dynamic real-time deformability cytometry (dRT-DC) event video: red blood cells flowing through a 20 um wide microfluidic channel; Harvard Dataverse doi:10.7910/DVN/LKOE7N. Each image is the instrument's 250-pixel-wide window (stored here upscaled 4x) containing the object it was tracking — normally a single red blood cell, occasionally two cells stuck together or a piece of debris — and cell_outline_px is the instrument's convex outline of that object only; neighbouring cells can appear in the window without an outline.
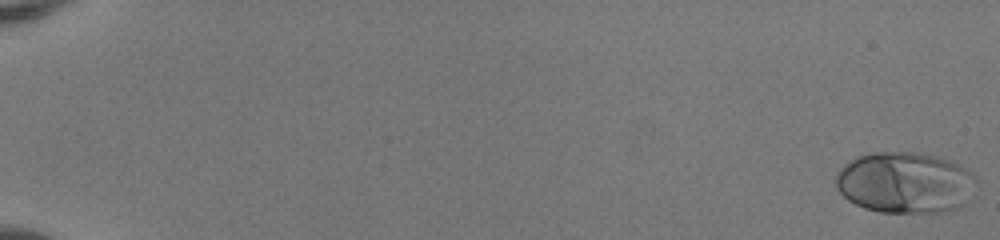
{"species": "human", "species_latin": "Homo sapiens", "temperature_condition": "room temperature", "stored_images_in_passage": 52, "camera_frame_rate_fps": 3000, "um_per_image_px": 0.085, "donor": {"sex": "female"}, "frame": {"image": 1, "passage_image": 1, "time_ms": 0.0, "image_size_px": [1000, 240], "cell_outline_px": [[976, 180], [968, 204], [960, 208], [944, 212], [880, 212], [864, 208], [848, 200], [836, 188], [836, 172], [844, 164], [856, 156], [868, 152], [920, 152], [952, 160], [960, 164], [976, 176]], "centroid_in_image_um": [76.95, 15.51], "position_along_channel_um": 8.0, "area_um2": 50.86}}
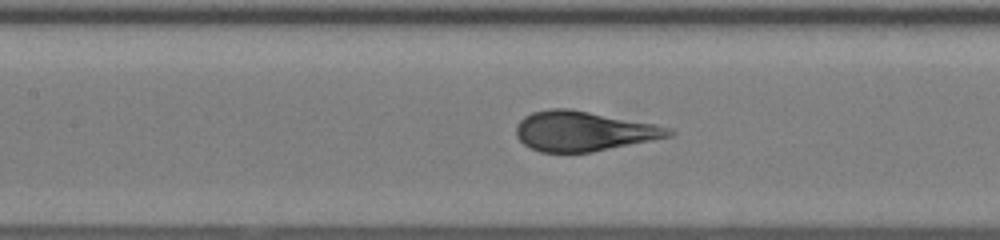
{"frame": {"image": 2, "passage_image": 27, "time_ms": 8.667, "image_size_px": [1000, 240], "cell_outline_px": [[676, 132], [672, 136], [592, 152], [540, 152], [524, 144], [516, 136], [516, 124], [524, 116], [532, 112], [552, 108], [568, 108], [656, 124], [672, 128]], "centroid_in_image_um": [49.61, 11.14], "position_along_channel_um": 157.8, "area_um2": 35.43}}
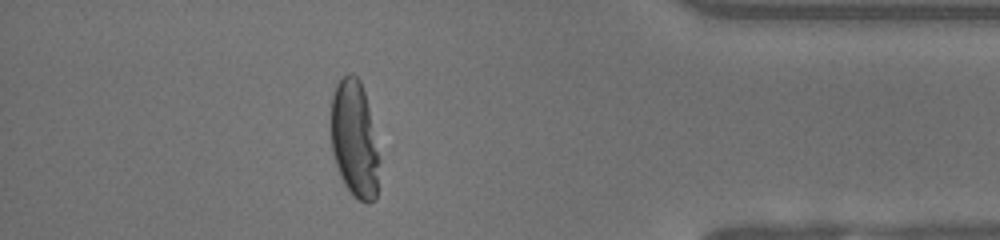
{"frame": {"image": 3, "passage_image": 47, "time_ms": 15.333, "image_size_px": [1000, 240], "cell_outline_px": [[380, 160], [376, 200], [368, 204], [352, 196], [344, 184], [340, 176], [332, 152], [332, 96], [336, 84], [348, 72], [352, 72], [360, 80], [364, 92], [368, 108]], "centroid_in_image_um": [30.14, 11.88], "position_along_channel_um": 405.1, "area_um2": 32.83}, "authors_computed_cell_mechanics": {"area_um2": 36.7608, "velocity_mm_per_s": 4.1007, "shape_relaxation_time_tau1_ms": 4.0833, "shape_relaxation_time_tau2_ms": null, "deformation_change_tau1": 0.2352, "deformation_change_tau2": null}}